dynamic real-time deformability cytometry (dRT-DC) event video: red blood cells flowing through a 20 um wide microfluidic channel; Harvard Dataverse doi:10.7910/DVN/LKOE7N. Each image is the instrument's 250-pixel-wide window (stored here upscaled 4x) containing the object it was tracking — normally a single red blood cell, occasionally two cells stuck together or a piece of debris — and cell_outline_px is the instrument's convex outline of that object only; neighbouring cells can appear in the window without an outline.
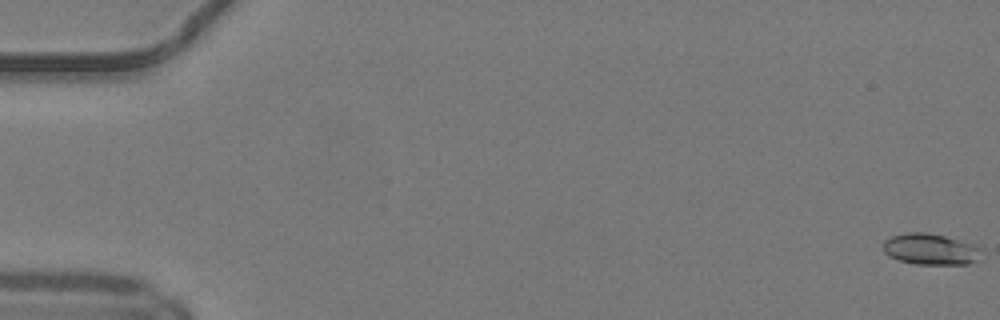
{"species": "common noctule bat (a hibernating species)", "species_latin": "Nyctalus noctula", "temperature_condition": "warm", "stored_images_in_passage": 8, "camera_frame_rate_fps": 3000, "um_per_image_px": 0.085, "animal": {"sex": "male", "body_mass_g": 19.2, "forearm_length_mm": 51.8}, "frame": {"image": 1, "passage_image": 1, "time_ms": 0.0, "image_size_px": [1000, 320], "cell_outline_px": [[980, 260], [968, 264], [916, 264], [900, 260], [888, 256], [884, 252], [884, 240], [892, 236], [904, 232], [924, 232], [944, 236], [972, 244], [980, 248]], "centroid_in_image_um": [79.08, 21.18], "position_along_channel_um": 5.9, "area_um2": 17.74}}